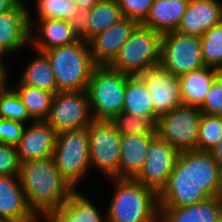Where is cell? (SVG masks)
<instances>
[{
    "mask_svg": "<svg viewBox=\"0 0 222 222\" xmlns=\"http://www.w3.org/2000/svg\"><path fill=\"white\" fill-rule=\"evenodd\" d=\"M20 166L16 146L0 143V175H19Z\"/></svg>",
    "mask_w": 222,
    "mask_h": 222,
    "instance_id": "d590c367",
    "label": "cell"
},
{
    "mask_svg": "<svg viewBox=\"0 0 222 222\" xmlns=\"http://www.w3.org/2000/svg\"><path fill=\"white\" fill-rule=\"evenodd\" d=\"M158 222H222V196L186 207H159Z\"/></svg>",
    "mask_w": 222,
    "mask_h": 222,
    "instance_id": "d6986e66",
    "label": "cell"
},
{
    "mask_svg": "<svg viewBox=\"0 0 222 222\" xmlns=\"http://www.w3.org/2000/svg\"><path fill=\"white\" fill-rule=\"evenodd\" d=\"M18 81L17 87L12 89L17 93L23 105L26 107L27 113L32 121L46 120L50 113L54 93L37 87L24 85L20 80Z\"/></svg>",
    "mask_w": 222,
    "mask_h": 222,
    "instance_id": "4316f807",
    "label": "cell"
},
{
    "mask_svg": "<svg viewBox=\"0 0 222 222\" xmlns=\"http://www.w3.org/2000/svg\"><path fill=\"white\" fill-rule=\"evenodd\" d=\"M91 9L86 7H77L76 13L68 20L69 24L78 38V40L88 42L90 40V31L88 16Z\"/></svg>",
    "mask_w": 222,
    "mask_h": 222,
    "instance_id": "74e56055",
    "label": "cell"
},
{
    "mask_svg": "<svg viewBox=\"0 0 222 222\" xmlns=\"http://www.w3.org/2000/svg\"><path fill=\"white\" fill-rule=\"evenodd\" d=\"M203 113L222 116V76L219 75L198 107Z\"/></svg>",
    "mask_w": 222,
    "mask_h": 222,
    "instance_id": "e575fe53",
    "label": "cell"
},
{
    "mask_svg": "<svg viewBox=\"0 0 222 222\" xmlns=\"http://www.w3.org/2000/svg\"><path fill=\"white\" fill-rule=\"evenodd\" d=\"M54 72L58 91L87 90L92 71L97 66L88 42L78 40L45 50Z\"/></svg>",
    "mask_w": 222,
    "mask_h": 222,
    "instance_id": "277c9868",
    "label": "cell"
},
{
    "mask_svg": "<svg viewBox=\"0 0 222 222\" xmlns=\"http://www.w3.org/2000/svg\"><path fill=\"white\" fill-rule=\"evenodd\" d=\"M18 176L28 206L40 220L48 211L62 206L74 191L52 157L21 163Z\"/></svg>",
    "mask_w": 222,
    "mask_h": 222,
    "instance_id": "7a4b0ae2",
    "label": "cell"
},
{
    "mask_svg": "<svg viewBox=\"0 0 222 222\" xmlns=\"http://www.w3.org/2000/svg\"><path fill=\"white\" fill-rule=\"evenodd\" d=\"M96 207L88 197L74 190L62 206L48 211L41 219L46 222H106V215Z\"/></svg>",
    "mask_w": 222,
    "mask_h": 222,
    "instance_id": "ffe728a7",
    "label": "cell"
},
{
    "mask_svg": "<svg viewBox=\"0 0 222 222\" xmlns=\"http://www.w3.org/2000/svg\"><path fill=\"white\" fill-rule=\"evenodd\" d=\"M37 29L33 33L31 30L30 45L36 51L44 52L45 50L69 45L78 41L74 34L69 21L59 19L37 20ZM35 34V35H34Z\"/></svg>",
    "mask_w": 222,
    "mask_h": 222,
    "instance_id": "44dd1931",
    "label": "cell"
},
{
    "mask_svg": "<svg viewBox=\"0 0 222 222\" xmlns=\"http://www.w3.org/2000/svg\"><path fill=\"white\" fill-rule=\"evenodd\" d=\"M27 203L18 175H0V222H39Z\"/></svg>",
    "mask_w": 222,
    "mask_h": 222,
    "instance_id": "2e32d148",
    "label": "cell"
},
{
    "mask_svg": "<svg viewBox=\"0 0 222 222\" xmlns=\"http://www.w3.org/2000/svg\"><path fill=\"white\" fill-rule=\"evenodd\" d=\"M138 25L136 20L124 17L104 32L92 37L88 44L94 63L108 66Z\"/></svg>",
    "mask_w": 222,
    "mask_h": 222,
    "instance_id": "9a60e30c",
    "label": "cell"
},
{
    "mask_svg": "<svg viewBox=\"0 0 222 222\" xmlns=\"http://www.w3.org/2000/svg\"><path fill=\"white\" fill-rule=\"evenodd\" d=\"M159 65L176 76L205 67L201 38L177 31L163 34Z\"/></svg>",
    "mask_w": 222,
    "mask_h": 222,
    "instance_id": "9c48e42d",
    "label": "cell"
},
{
    "mask_svg": "<svg viewBox=\"0 0 222 222\" xmlns=\"http://www.w3.org/2000/svg\"><path fill=\"white\" fill-rule=\"evenodd\" d=\"M122 14L126 18L142 24L150 12L154 0H117Z\"/></svg>",
    "mask_w": 222,
    "mask_h": 222,
    "instance_id": "836d02e7",
    "label": "cell"
},
{
    "mask_svg": "<svg viewBox=\"0 0 222 222\" xmlns=\"http://www.w3.org/2000/svg\"><path fill=\"white\" fill-rule=\"evenodd\" d=\"M122 112L135 117H158L149 90L138 75L127 78Z\"/></svg>",
    "mask_w": 222,
    "mask_h": 222,
    "instance_id": "d4e9b609",
    "label": "cell"
},
{
    "mask_svg": "<svg viewBox=\"0 0 222 222\" xmlns=\"http://www.w3.org/2000/svg\"><path fill=\"white\" fill-rule=\"evenodd\" d=\"M158 117H135L121 112L109 121L121 135L147 136L156 135Z\"/></svg>",
    "mask_w": 222,
    "mask_h": 222,
    "instance_id": "f1b7e54d",
    "label": "cell"
},
{
    "mask_svg": "<svg viewBox=\"0 0 222 222\" xmlns=\"http://www.w3.org/2000/svg\"><path fill=\"white\" fill-rule=\"evenodd\" d=\"M8 52L0 45V64H5L3 56Z\"/></svg>",
    "mask_w": 222,
    "mask_h": 222,
    "instance_id": "7bdbcfd3",
    "label": "cell"
},
{
    "mask_svg": "<svg viewBox=\"0 0 222 222\" xmlns=\"http://www.w3.org/2000/svg\"><path fill=\"white\" fill-rule=\"evenodd\" d=\"M0 117L24 124L32 120L17 93L8 86L0 91Z\"/></svg>",
    "mask_w": 222,
    "mask_h": 222,
    "instance_id": "d6a6232c",
    "label": "cell"
},
{
    "mask_svg": "<svg viewBox=\"0 0 222 222\" xmlns=\"http://www.w3.org/2000/svg\"><path fill=\"white\" fill-rule=\"evenodd\" d=\"M200 38L205 66L220 70L222 68V21L211 27Z\"/></svg>",
    "mask_w": 222,
    "mask_h": 222,
    "instance_id": "f546056e",
    "label": "cell"
},
{
    "mask_svg": "<svg viewBox=\"0 0 222 222\" xmlns=\"http://www.w3.org/2000/svg\"><path fill=\"white\" fill-rule=\"evenodd\" d=\"M219 75V70L205 66L178 76L183 104L199 107Z\"/></svg>",
    "mask_w": 222,
    "mask_h": 222,
    "instance_id": "cb8c5ba5",
    "label": "cell"
},
{
    "mask_svg": "<svg viewBox=\"0 0 222 222\" xmlns=\"http://www.w3.org/2000/svg\"><path fill=\"white\" fill-rule=\"evenodd\" d=\"M222 21V3L218 0H189L177 32L202 37Z\"/></svg>",
    "mask_w": 222,
    "mask_h": 222,
    "instance_id": "ac0fdd59",
    "label": "cell"
},
{
    "mask_svg": "<svg viewBox=\"0 0 222 222\" xmlns=\"http://www.w3.org/2000/svg\"><path fill=\"white\" fill-rule=\"evenodd\" d=\"M124 18L117 0H99L88 16L90 39Z\"/></svg>",
    "mask_w": 222,
    "mask_h": 222,
    "instance_id": "83f0119b",
    "label": "cell"
},
{
    "mask_svg": "<svg viewBox=\"0 0 222 222\" xmlns=\"http://www.w3.org/2000/svg\"><path fill=\"white\" fill-rule=\"evenodd\" d=\"M52 158L60 175L76 190L91 168L87 128L58 133Z\"/></svg>",
    "mask_w": 222,
    "mask_h": 222,
    "instance_id": "52a82bcc",
    "label": "cell"
},
{
    "mask_svg": "<svg viewBox=\"0 0 222 222\" xmlns=\"http://www.w3.org/2000/svg\"><path fill=\"white\" fill-rule=\"evenodd\" d=\"M161 36L157 31L139 24L108 66L134 76L159 65Z\"/></svg>",
    "mask_w": 222,
    "mask_h": 222,
    "instance_id": "8992f818",
    "label": "cell"
},
{
    "mask_svg": "<svg viewBox=\"0 0 222 222\" xmlns=\"http://www.w3.org/2000/svg\"><path fill=\"white\" fill-rule=\"evenodd\" d=\"M189 0H154L142 25L163 35L179 27Z\"/></svg>",
    "mask_w": 222,
    "mask_h": 222,
    "instance_id": "603a6c76",
    "label": "cell"
},
{
    "mask_svg": "<svg viewBox=\"0 0 222 222\" xmlns=\"http://www.w3.org/2000/svg\"><path fill=\"white\" fill-rule=\"evenodd\" d=\"M93 118L86 90L58 91L45 120L57 133L87 128Z\"/></svg>",
    "mask_w": 222,
    "mask_h": 222,
    "instance_id": "8fae6325",
    "label": "cell"
},
{
    "mask_svg": "<svg viewBox=\"0 0 222 222\" xmlns=\"http://www.w3.org/2000/svg\"><path fill=\"white\" fill-rule=\"evenodd\" d=\"M221 140L222 116L202 112L196 150L209 152Z\"/></svg>",
    "mask_w": 222,
    "mask_h": 222,
    "instance_id": "4dcf8cb0",
    "label": "cell"
},
{
    "mask_svg": "<svg viewBox=\"0 0 222 222\" xmlns=\"http://www.w3.org/2000/svg\"><path fill=\"white\" fill-rule=\"evenodd\" d=\"M38 20H69L75 13L77 5L74 0H36Z\"/></svg>",
    "mask_w": 222,
    "mask_h": 222,
    "instance_id": "1f68e13d",
    "label": "cell"
},
{
    "mask_svg": "<svg viewBox=\"0 0 222 222\" xmlns=\"http://www.w3.org/2000/svg\"><path fill=\"white\" fill-rule=\"evenodd\" d=\"M180 152L157 135L152 139L141 172L134 178L157 194L165 187Z\"/></svg>",
    "mask_w": 222,
    "mask_h": 222,
    "instance_id": "7c38bea8",
    "label": "cell"
},
{
    "mask_svg": "<svg viewBox=\"0 0 222 222\" xmlns=\"http://www.w3.org/2000/svg\"><path fill=\"white\" fill-rule=\"evenodd\" d=\"M212 158L216 161V163L222 167V140L216 144V146L209 151Z\"/></svg>",
    "mask_w": 222,
    "mask_h": 222,
    "instance_id": "f35d334b",
    "label": "cell"
},
{
    "mask_svg": "<svg viewBox=\"0 0 222 222\" xmlns=\"http://www.w3.org/2000/svg\"><path fill=\"white\" fill-rule=\"evenodd\" d=\"M138 76L149 90L154 113L158 117L184 105L178 76L160 65L151 67Z\"/></svg>",
    "mask_w": 222,
    "mask_h": 222,
    "instance_id": "4fadbf2b",
    "label": "cell"
},
{
    "mask_svg": "<svg viewBox=\"0 0 222 222\" xmlns=\"http://www.w3.org/2000/svg\"><path fill=\"white\" fill-rule=\"evenodd\" d=\"M222 196L221 167L206 151L180 152L165 187L158 194L159 207H186Z\"/></svg>",
    "mask_w": 222,
    "mask_h": 222,
    "instance_id": "6da1fadb",
    "label": "cell"
},
{
    "mask_svg": "<svg viewBox=\"0 0 222 222\" xmlns=\"http://www.w3.org/2000/svg\"><path fill=\"white\" fill-rule=\"evenodd\" d=\"M77 7H86L91 9L99 0H74Z\"/></svg>",
    "mask_w": 222,
    "mask_h": 222,
    "instance_id": "b9f144b4",
    "label": "cell"
},
{
    "mask_svg": "<svg viewBox=\"0 0 222 222\" xmlns=\"http://www.w3.org/2000/svg\"><path fill=\"white\" fill-rule=\"evenodd\" d=\"M201 115L198 107L182 105L158 117L156 135L179 152L195 150Z\"/></svg>",
    "mask_w": 222,
    "mask_h": 222,
    "instance_id": "30bf717a",
    "label": "cell"
},
{
    "mask_svg": "<svg viewBox=\"0 0 222 222\" xmlns=\"http://www.w3.org/2000/svg\"><path fill=\"white\" fill-rule=\"evenodd\" d=\"M107 65H97L88 83L90 111L95 120H110L122 112L127 78Z\"/></svg>",
    "mask_w": 222,
    "mask_h": 222,
    "instance_id": "5b68a950",
    "label": "cell"
},
{
    "mask_svg": "<svg viewBox=\"0 0 222 222\" xmlns=\"http://www.w3.org/2000/svg\"><path fill=\"white\" fill-rule=\"evenodd\" d=\"M29 11L22 0L10 11L0 14V45L8 53L22 51L30 44L31 30H34L35 24Z\"/></svg>",
    "mask_w": 222,
    "mask_h": 222,
    "instance_id": "5bb4252c",
    "label": "cell"
},
{
    "mask_svg": "<svg viewBox=\"0 0 222 222\" xmlns=\"http://www.w3.org/2000/svg\"><path fill=\"white\" fill-rule=\"evenodd\" d=\"M221 186H222V167H221Z\"/></svg>",
    "mask_w": 222,
    "mask_h": 222,
    "instance_id": "ee69618b",
    "label": "cell"
},
{
    "mask_svg": "<svg viewBox=\"0 0 222 222\" xmlns=\"http://www.w3.org/2000/svg\"><path fill=\"white\" fill-rule=\"evenodd\" d=\"M155 136H121L119 178L134 179L141 172L148 155L149 146Z\"/></svg>",
    "mask_w": 222,
    "mask_h": 222,
    "instance_id": "7402d4cb",
    "label": "cell"
},
{
    "mask_svg": "<svg viewBox=\"0 0 222 222\" xmlns=\"http://www.w3.org/2000/svg\"><path fill=\"white\" fill-rule=\"evenodd\" d=\"M35 58L31 59L23 70L19 80L24 85L37 87L54 94L58 92L54 72L49 58L44 52L37 51Z\"/></svg>",
    "mask_w": 222,
    "mask_h": 222,
    "instance_id": "484cf974",
    "label": "cell"
},
{
    "mask_svg": "<svg viewBox=\"0 0 222 222\" xmlns=\"http://www.w3.org/2000/svg\"><path fill=\"white\" fill-rule=\"evenodd\" d=\"M26 125L19 121L0 120V143L16 146L23 135Z\"/></svg>",
    "mask_w": 222,
    "mask_h": 222,
    "instance_id": "8d00e7d4",
    "label": "cell"
},
{
    "mask_svg": "<svg viewBox=\"0 0 222 222\" xmlns=\"http://www.w3.org/2000/svg\"><path fill=\"white\" fill-rule=\"evenodd\" d=\"M22 0H0V14L6 13L16 7Z\"/></svg>",
    "mask_w": 222,
    "mask_h": 222,
    "instance_id": "ab89813d",
    "label": "cell"
},
{
    "mask_svg": "<svg viewBox=\"0 0 222 222\" xmlns=\"http://www.w3.org/2000/svg\"><path fill=\"white\" fill-rule=\"evenodd\" d=\"M57 134L45 120L26 125L16 145L20 163L52 157Z\"/></svg>",
    "mask_w": 222,
    "mask_h": 222,
    "instance_id": "e0dca14e",
    "label": "cell"
},
{
    "mask_svg": "<svg viewBox=\"0 0 222 222\" xmlns=\"http://www.w3.org/2000/svg\"><path fill=\"white\" fill-rule=\"evenodd\" d=\"M116 183L106 212V222H158V194L131 178H111Z\"/></svg>",
    "mask_w": 222,
    "mask_h": 222,
    "instance_id": "3957f363",
    "label": "cell"
},
{
    "mask_svg": "<svg viewBox=\"0 0 222 222\" xmlns=\"http://www.w3.org/2000/svg\"><path fill=\"white\" fill-rule=\"evenodd\" d=\"M7 64H0V91L5 89L8 85V71Z\"/></svg>",
    "mask_w": 222,
    "mask_h": 222,
    "instance_id": "60d3db41",
    "label": "cell"
},
{
    "mask_svg": "<svg viewBox=\"0 0 222 222\" xmlns=\"http://www.w3.org/2000/svg\"><path fill=\"white\" fill-rule=\"evenodd\" d=\"M90 167L105 177L119 178L121 134L109 120L93 119L87 127Z\"/></svg>",
    "mask_w": 222,
    "mask_h": 222,
    "instance_id": "ba28073f",
    "label": "cell"
}]
</instances>
